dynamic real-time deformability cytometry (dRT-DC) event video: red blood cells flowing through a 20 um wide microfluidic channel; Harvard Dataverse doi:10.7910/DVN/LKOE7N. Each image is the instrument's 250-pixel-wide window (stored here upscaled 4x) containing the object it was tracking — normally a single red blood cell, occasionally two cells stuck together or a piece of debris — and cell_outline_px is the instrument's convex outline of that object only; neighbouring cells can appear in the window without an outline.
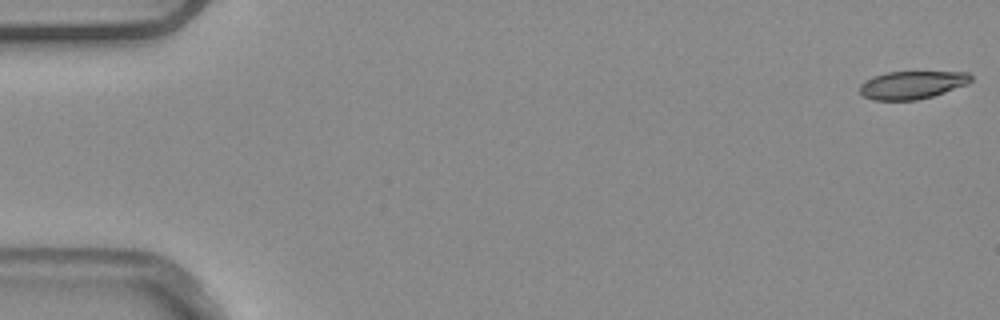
{"species": "common noctule bat (a hibernating species)", "species_latin": "Nyctalus noctula", "temperature_condition": "warm", "stored_images_in_passage": 4, "camera_frame_rate_fps": 3000, "um_per_image_px": 0.085, "animal": {"sex": "male", "body_mass_g": 20.4}, "frame": {"image": 1, "passage_image": 1, "time_ms": 0.0, "image_size_px": [1000, 320], "cell_outline_px": [[972, 80], [968, 84], [932, 96], [916, 100], [872, 100], [864, 96], [860, 92], [860, 84], [864, 80], [872, 76], [888, 72], [968, 72], [972, 76]], "centroid_in_image_um": [77.51, 7.21], "position_along_channel_um": 7.5, "area_um2": 18.09}}